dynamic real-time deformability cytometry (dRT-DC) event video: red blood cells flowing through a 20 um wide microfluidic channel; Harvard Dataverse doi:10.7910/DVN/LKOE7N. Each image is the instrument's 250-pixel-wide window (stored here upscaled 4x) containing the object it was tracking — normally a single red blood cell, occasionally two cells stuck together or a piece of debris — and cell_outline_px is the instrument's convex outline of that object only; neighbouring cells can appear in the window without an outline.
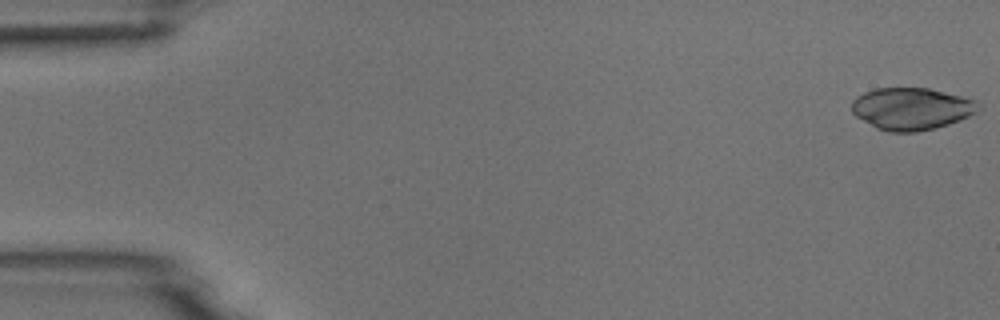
{"species": "common noctule bat (a hibernating species)", "species_latin": "Nyctalus noctula", "temperature_condition": "room temperature", "stored_images_in_passage": 5, "segment_of_instrument_passage": [2, 2], "camera_frame_rate_fps": 3000, "um_per_image_px": 0.085, "animal": {"sex": "male", "body_mass_g": 18.8}, "frame": {"image": 1, "passage_image": 5, "time_ms": 4.667, "image_size_px": [1000, 320], "cell_outline_px": [[980, 108], [976, 112], [960, 120], [936, 128], [916, 132], [888, 132], [876, 128], [856, 116], [852, 112], [852, 100], [856, 96], [864, 92], [876, 88], [928, 88], [976, 100], [980, 104]], "centroid_in_image_um": [77.46, 9.24], "position_along_channel_um": 7.5, "area_um2": 31.1}}